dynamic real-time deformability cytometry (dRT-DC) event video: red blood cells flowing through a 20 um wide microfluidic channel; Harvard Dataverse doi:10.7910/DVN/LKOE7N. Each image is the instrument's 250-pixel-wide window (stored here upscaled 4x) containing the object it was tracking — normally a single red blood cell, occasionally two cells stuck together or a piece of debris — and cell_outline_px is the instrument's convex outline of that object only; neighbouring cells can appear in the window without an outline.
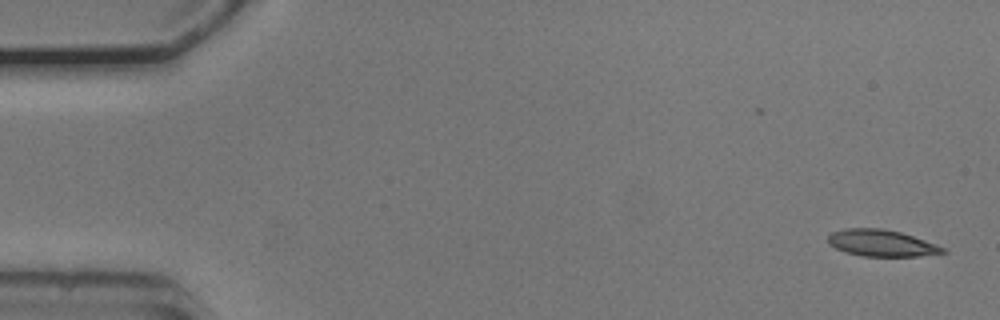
{"species": "common noctule bat (a hibernating species)", "species_latin": "Nyctalus noctula", "temperature_condition": "cold", "stored_images_in_passage": 16, "camera_frame_rate_fps": 3000, "um_per_image_px": 0.085, "animal": {"sex": "male", "body_mass_g": 20.5, "forearm_length_mm": 52.5}, "frame": {"image": 1, "passage_image": 1, "time_ms": 0.0, "image_size_px": [1000, 320], "cell_outline_px": [[948, 252], [920, 256], [860, 256], [844, 252], [828, 244], [828, 236], [832, 232], [844, 228], [884, 228], [900, 232], [948, 248]], "centroid_in_image_um": [74.93, 20.66], "position_along_channel_um": 10.1, "area_um2": 17.98}}